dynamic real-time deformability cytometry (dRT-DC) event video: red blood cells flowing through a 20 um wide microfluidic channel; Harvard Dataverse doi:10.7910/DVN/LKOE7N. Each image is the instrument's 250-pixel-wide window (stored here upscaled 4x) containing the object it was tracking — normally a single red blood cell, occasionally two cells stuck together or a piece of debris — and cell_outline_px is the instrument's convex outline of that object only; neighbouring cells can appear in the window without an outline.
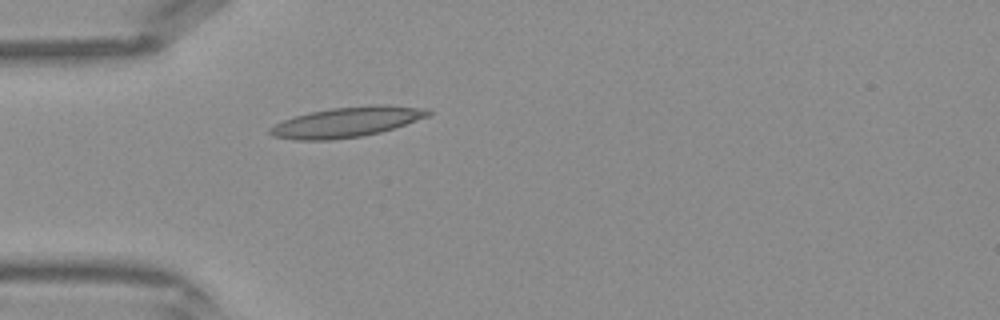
{"species": "Egyptian fruit bat (a non-hibernating species)", "species_latin": "Rousettus aegyptiacus", "temperature_condition": "warm", "stored_images_in_passage": 31, "camera_frame_rate_fps": 3000, "um_per_image_px": 0.085, "frame": {"image": 1, "passage_image": 1, "time_ms": 0.0, "image_size_px": [1000, 320], "cell_outline_px": [[432, 112], [428, 116], [380, 132], [360, 136], [332, 140], [292, 140], [272, 136], [268, 132], [268, 128], [284, 120], [308, 112], [332, 108], [376, 104], [388, 104], [428, 108]], "centroid_in_image_um": [29.46, 10.37], "position_along_channel_um": 55.5, "area_um2": 27.8}}
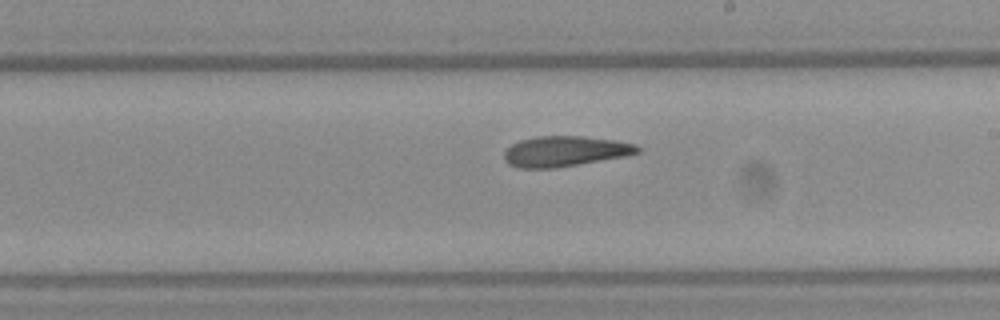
{"frame": {"image": 2, "passage_image": 13, "time_ms": 4.0, "image_size_px": [1000, 320], "cell_outline_px": [[640, 152], [624, 156], [552, 168], [516, 168], [508, 164], [504, 160], [504, 152], [512, 144], [520, 140], [536, 136], [584, 136], [612, 140], [636, 144], [640, 148]], "centroid_in_image_um": [47.97, 12.85], "position_along_channel_um": 241.0, "area_um2": 23.41}}
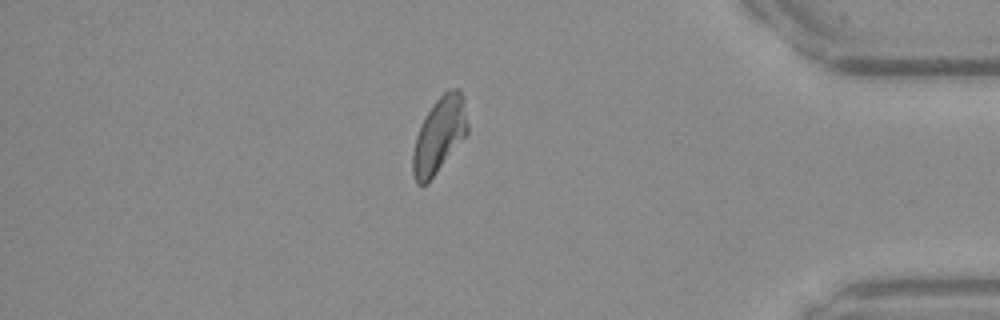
{"frame": {"image": 3, "passage_image": 25, "time_ms": 8.0, "image_size_px": [1000, 320], "cell_outline_px": [[468, 132], [428, 184], [416, 184], [412, 172], [412, 152], [416, 136], [432, 104], [444, 92], [456, 88], [460, 88], [464, 100], [468, 124]], "centroid_in_image_um": [37.33, 11.5], "position_along_channel_um": 397.9, "area_um2": 23.93}}